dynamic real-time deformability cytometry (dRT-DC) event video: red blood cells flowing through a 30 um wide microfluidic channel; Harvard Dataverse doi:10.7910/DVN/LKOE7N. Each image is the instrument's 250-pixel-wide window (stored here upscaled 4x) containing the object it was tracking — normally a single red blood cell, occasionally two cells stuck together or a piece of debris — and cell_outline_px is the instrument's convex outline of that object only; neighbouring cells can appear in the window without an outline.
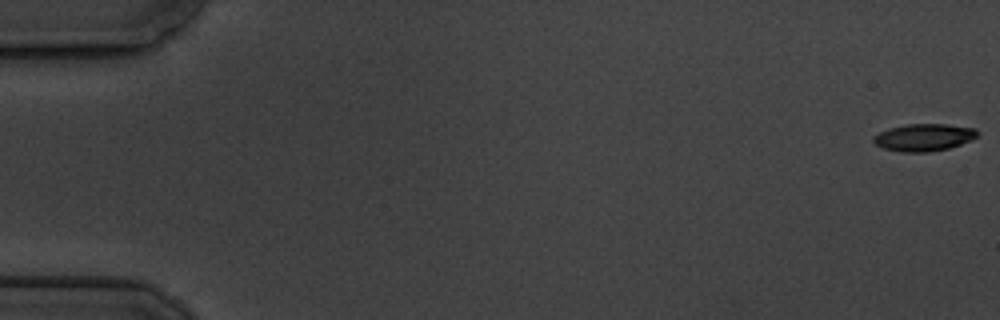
{"species": "common noctule bat (a hibernating species)", "species_latin": "Nyctalus noctula", "temperature_condition": "cold", "stored_images_in_passage": 5, "camera_frame_rate_fps": 3000, "um_per_image_px": 0.085, "animal": {"sex": "male", "body_mass_g": 19.5, "forearm_length_mm": 54.6}, "frame": {"image": 1, "passage_image": 1, "time_ms": 0.0, "image_size_px": [1000, 320], "cell_outline_px": [[980, 132], [976, 136], [960, 144], [948, 148], [928, 152], [900, 152], [884, 148], [876, 144], [872, 140], [872, 136], [888, 128], [908, 124], [948, 124], [976, 128]], "centroid_in_image_um": [78.51, 11.67], "position_along_channel_um": 6.5, "area_um2": 16.47}}
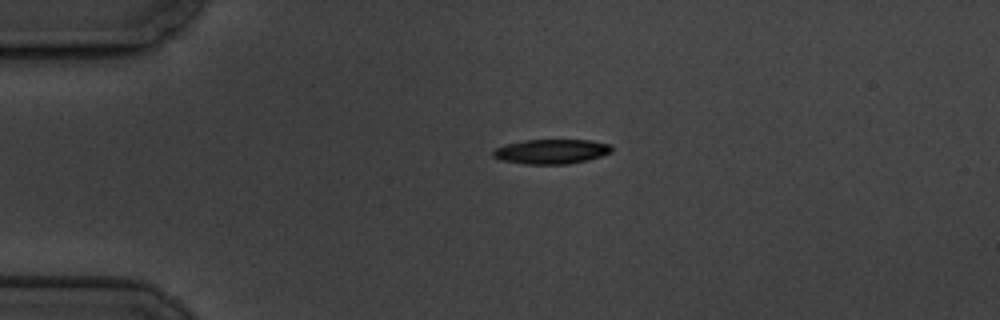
{"frame": {"image": 2, "passage_image": 4, "time_ms": 4.333, "image_size_px": [1000, 320], "cell_outline_px": [[612, 152], [588, 160], [568, 164], [524, 164], [500, 160], [492, 156], [492, 152], [496, 148], [504, 144], [524, 140], [588, 140], [612, 144]], "centroid_in_image_um": [46.85, 12.88], "position_along_channel_um": 38.1, "area_um2": 17.17}}